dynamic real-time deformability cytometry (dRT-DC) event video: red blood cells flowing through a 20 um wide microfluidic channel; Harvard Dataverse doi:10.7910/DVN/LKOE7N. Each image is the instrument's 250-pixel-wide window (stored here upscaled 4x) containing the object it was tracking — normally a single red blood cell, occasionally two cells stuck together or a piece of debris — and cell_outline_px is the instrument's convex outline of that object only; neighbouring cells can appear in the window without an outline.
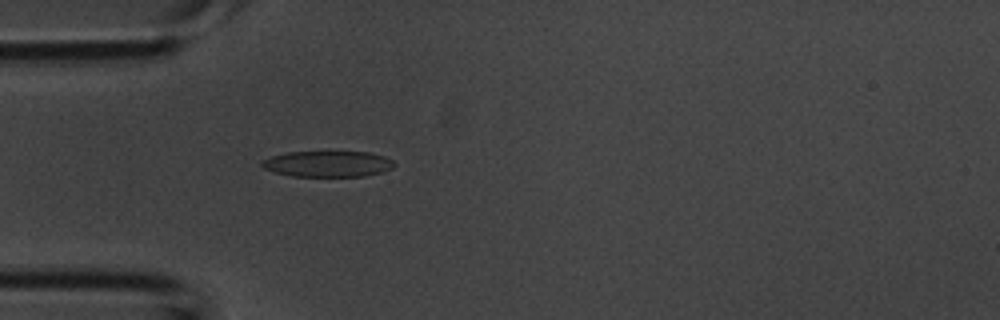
{"species": "common noctule bat (a hibernating species)", "species_latin": "Nyctalus noctula", "temperature_condition": "room temperature", "stored_images_in_passage": 41, "camera_frame_rate_fps": 3000, "um_per_image_px": 0.085, "animal": {"sex": "male", "body_mass_g": 20.1, "forearm_length_mm": 53.5}, "frame": {"image": 1, "passage_image": 11, "time_ms": 3.333, "image_size_px": [1000, 320], "cell_outline_px": [[396, 164], [392, 168], [384, 172], [364, 176], [292, 176], [276, 172], [264, 168], [260, 164], [260, 160], [272, 156], [288, 152], [368, 152], [384, 156], [392, 160]], "centroid_in_image_um": [27.87, 13.93], "position_along_channel_um": 57.1, "area_um2": 20.0}}
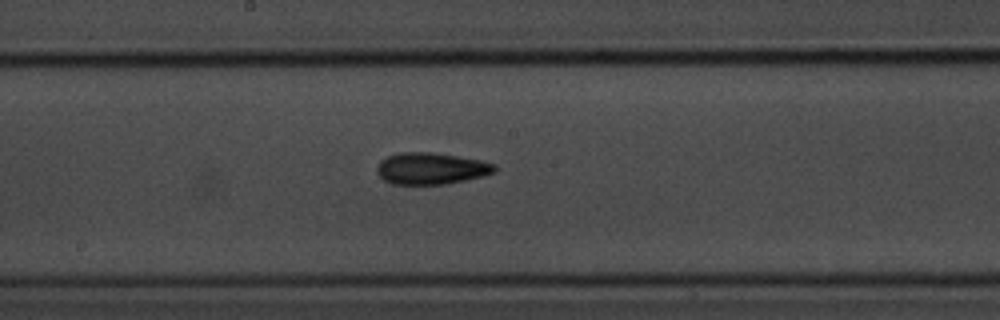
{"frame": {"image": 2, "passage_image": 21, "time_ms": 6.667, "image_size_px": [1000, 320], "cell_outline_px": [[496, 172], [464, 180], [444, 184], [392, 184], [384, 180], [376, 172], [376, 168], [380, 160], [388, 156], [400, 152], [432, 152], [480, 160], [496, 164]], "centroid_in_image_um": [36.61, 14.31], "position_along_channel_um": 211.6, "area_um2": 21.62}}
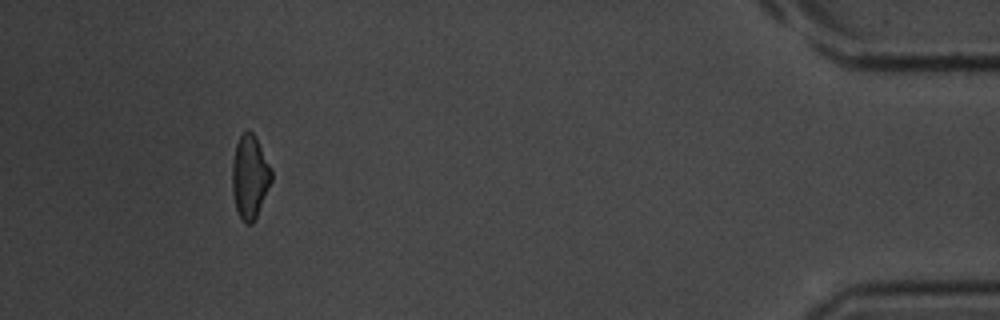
{"frame": {"image": 3, "passage_image": 38, "time_ms": 12.333, "image_size_px": [1000, 320], "cell_outline_px": [[272, 180], [256, 216], [252, 224], [244, 224], [240, 220], [236, 208], [232, 188], [232, 164], [236, 144], [240, 136], [244, 132], [252, 132], [256, 136], [272, 168]], "centroid_in_image_um": [21.24, 15.03], "position_along_channel_um": 414.0, "area_um2": 19.07}}